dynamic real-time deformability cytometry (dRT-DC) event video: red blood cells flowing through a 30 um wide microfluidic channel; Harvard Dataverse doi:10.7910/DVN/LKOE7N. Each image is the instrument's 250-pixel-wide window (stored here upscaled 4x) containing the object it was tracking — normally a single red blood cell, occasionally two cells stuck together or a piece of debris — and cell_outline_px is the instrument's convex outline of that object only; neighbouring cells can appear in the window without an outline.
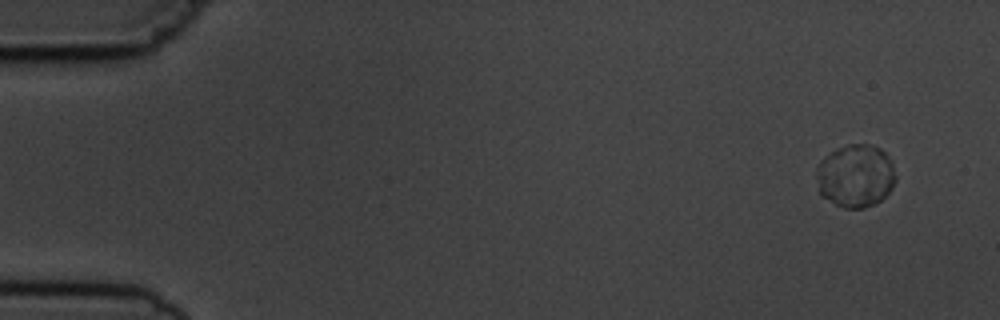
{"species": "common noctule bat (a hibernating species)", "species_latin": "Nyctalus noctula", "temperature_condition": "cold", "stored_images_in_passage": 6, "camera_frame_rate_fps": 3000, "um_per_image_px": 0.085, "animal": {"sex": "male", "body_mass_g": 19.5, "forearm_length_mm": 54.6}, "frame": {"image": 1, "passage_image": 1, "time_ms": 0.0, "image_size_px": [1000, 320], "cell_outline_px": [[896, 180], [892, 188], [876, 204], [864, 208], [844, 208], [820, 196], [816, 176], [816, 168], [820, 160], [824, 156], [836, 148], [848, 144], [868, 144], [880, 148], [888, 156], [892, 164], [896, 176]], "centroid_in_image_um": [72.7, 14.94], "position_along_channel_um": 12.3, "area_um2": 29.36}}
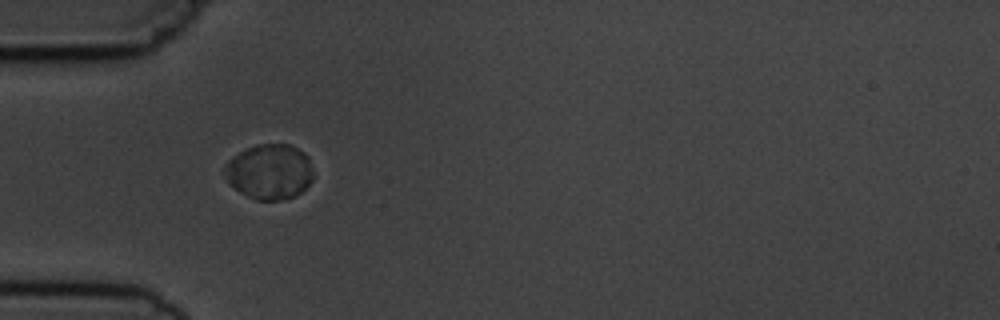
{"frame": {"image": 2, "passage_image": 5, "time_ms": 4.667, "image_size_px": [1000, 320], "cell_outline_px": [[312, 180], [296, 196], [280, 200], [256, 200], [240, 192], [228, 180], [224, 168], [224, 164], [232, 156], [256, 144], [292, 144], [304, 152], [308, 156], [312, 172]], "centroid_in_image_um": [22.92, 14.58], "position_along_channel_um": 62.1, "area_um2": 28.38}}
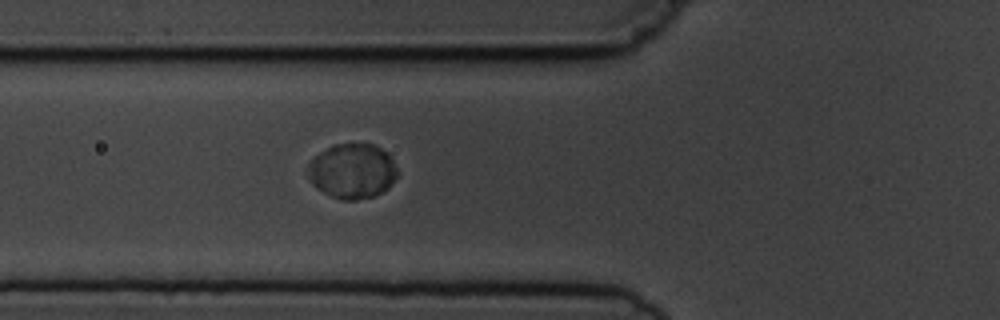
{"frame": {"image": 3, "passage_image": 6, "time_ms": 5.667, "image_size_px": [1000, 320], "cell_outline_px": [[400, 172], [388, 188], [372, 196], [356, 200], [340, 200], [316, 188], [312, 184], [308, 176], [308, 168], [312, 160], [320, 152], [332, 144], [372, 144], [388, 152], [392, 156]], "centroid_in_image_um": [29.98, 14.53], "position_along_channel_um": 95.8, "area_um2": 28.78}}